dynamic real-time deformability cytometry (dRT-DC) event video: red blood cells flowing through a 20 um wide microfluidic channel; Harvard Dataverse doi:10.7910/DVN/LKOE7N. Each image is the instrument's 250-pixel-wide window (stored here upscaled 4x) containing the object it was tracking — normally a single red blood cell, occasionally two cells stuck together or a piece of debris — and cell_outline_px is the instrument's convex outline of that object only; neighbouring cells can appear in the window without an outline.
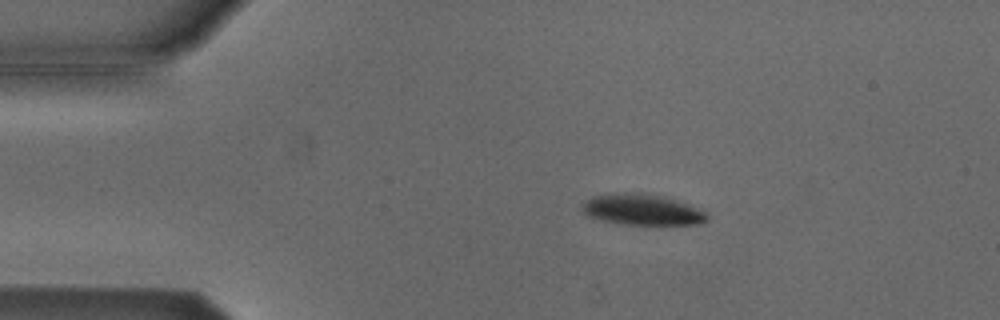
{"species": "Egyptian fruit bat (a non-hibernating species)", "species_latin": "Rousettus aegyptiacus", "temperature_condition": "cold", "stored_images_in_passage": 6, "camera_frame_rate_fps": 3000, "um_per_image_px": 0.085, "animal": {"sex": "male"}, "frame": {"image": 1, "passage_image": 2, "time_ms": 0.333, "image_size_px": [1000, 320], "cell_outline_px": [[708, 220], [696, 224], [660, 228], [624, 224], [600, 220], [588, 216], [584, 212], [580, 204], [592, 196], [640, 192], [660, 196], [684, 204], [704, 212], [708, 216]], "centroid_in_image_um": [54.57, 17.89], "position_along_channel_um": 30.4, "area_um2": 22.83}}
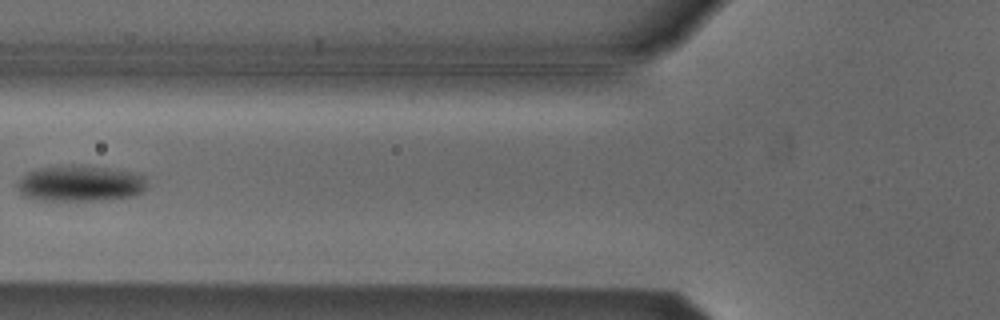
{"frame": {"image": 2, "passage_image": 5, "time_ms": 1.333, "image_size_px": [1000, 320], "cell_outline_px": [[148, 184], [144, 192], [136, 196], [104, 200], [36, 200], [24, 196], [20, 192], [16, 184], [28, 172], [40, 168], [104, 168], [132, 172], [144, 176]], "centroid_in_image_um": [6.88, 15.66], "position_along_channel_um": 118.9, "area_um2": 26.36}}
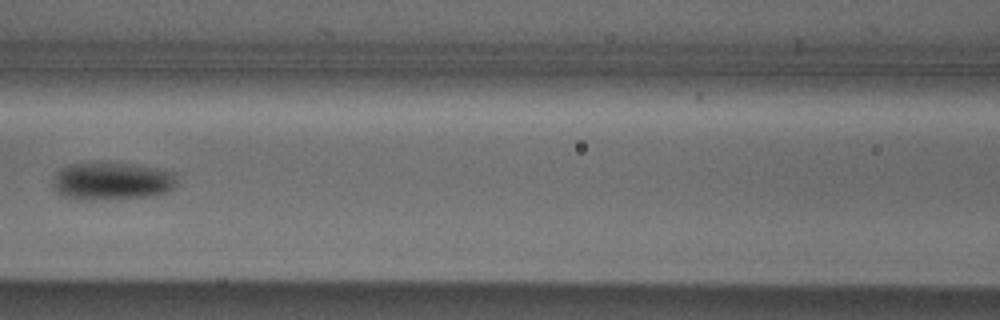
{"frame": {"image": 3, "passage_image": 6, "time_ms": 1.667, "image_size_px": [1000, 320], "cell_outline_px": [[176, 188], [168, 192], [152, 196], [88, 200], [80, 200], [64, 196], [56, 192], [52, 184], [56, 172], [72, 164], [132, 164], [156, 168], [176, 172]], "centroid_in_image_um": [9.56, 15.42], "position_along_channel_um": 157.0, "area_um2": 27.05}}